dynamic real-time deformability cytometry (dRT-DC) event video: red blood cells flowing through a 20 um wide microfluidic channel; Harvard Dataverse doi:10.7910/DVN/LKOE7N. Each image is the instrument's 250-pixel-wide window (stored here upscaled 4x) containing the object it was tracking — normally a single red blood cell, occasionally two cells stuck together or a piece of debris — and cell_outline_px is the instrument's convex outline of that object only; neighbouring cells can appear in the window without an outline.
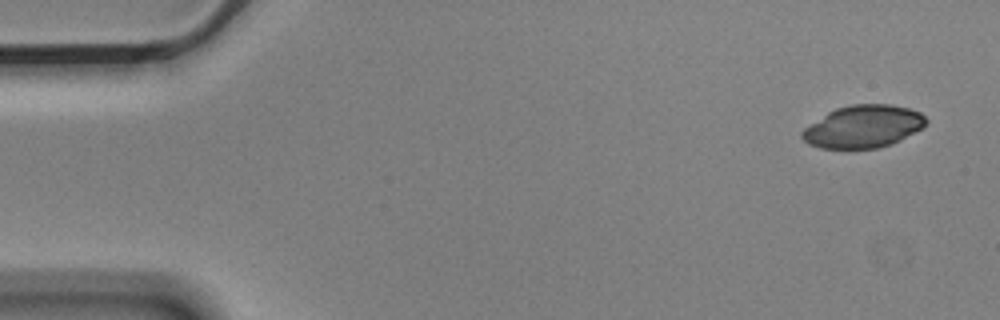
{"species": "Egyptian fruit bat (a non-hibernating species)", "species_latin": "Rousettus aegyptiacus", "temperature_condition": "cold", "stored_images_in_passage": 6, "camera_frame_rate_fps": 3000, "um_per_image_px": 0.085, "animal": {"sex": "male"}, "frame": {"image": 1, "passage_image": 1, "time_ms": 0.0, "image_size_px": [1000, 320], "cell_outline_px": [[928, 120], [920, 128], [900, 140], [892, 144], [880, 148], [820, 148], [808, 144], [800, 136], [800, 132], [804, 128], [828, 112], [836, 108], [852, 104], [892, 104], [908, 108], [920, 112]], "centroid_in_image_um": [73.35, 10.75], "position_along_channel_um": 11.7, "area_um2": 30.58}}
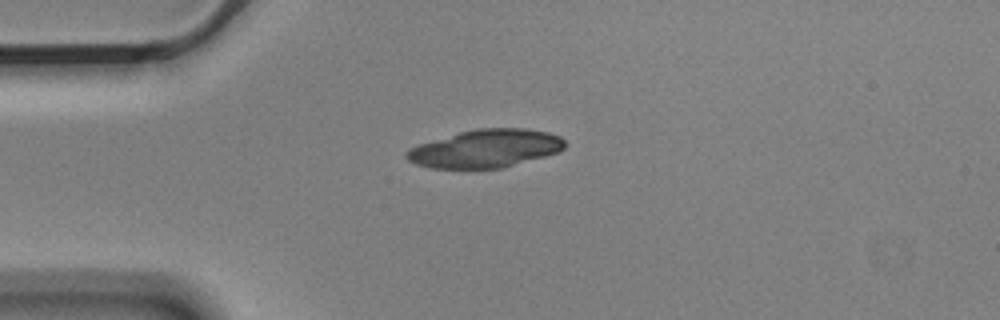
{"frame": {"image": 2, "passage_image": 4, "time_ms": 1.0, "image_size_px": [1000, 320], "cell_outline_px": [[568, 144], [560, 152], [500, 168], [468, 172], [432, 168], [416, 164], [408, 160], [404, 156], [404, 152], [408, 148], [420, 144], [460, 132], [476, 128], [524, 128], [548, 132], [560, 136]], "centroid_in_image_um": [41.24, 12.67], "position_along_channel_um": 43.8, "area_um2": 36.01}}